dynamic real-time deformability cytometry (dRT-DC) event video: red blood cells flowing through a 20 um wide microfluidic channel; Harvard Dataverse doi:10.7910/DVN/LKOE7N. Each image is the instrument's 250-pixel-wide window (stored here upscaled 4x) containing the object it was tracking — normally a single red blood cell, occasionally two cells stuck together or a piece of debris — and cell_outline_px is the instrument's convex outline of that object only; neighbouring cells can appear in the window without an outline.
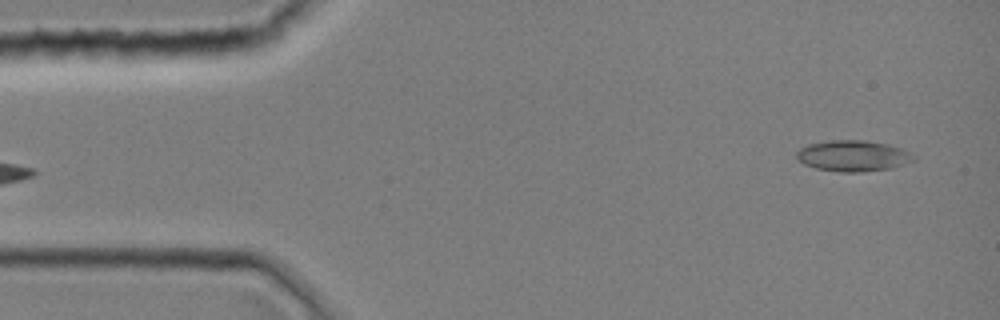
{"species": "common noctule bat (a hibernating species)", "species_latin": "Nyctalus noctula", "temperature_condition": "room temperature", "stored_images_in_passage": 2, "camera_frame_rate_fps": 3000, "um_per_image_px": 0.085, "animal": {"sex": "female", "body_mass_g": 19.0, "forearm_length_mm": 51.5}, "frame": {"image": 1, "passage_image": 2, "time_ms": 0.333, "image_size_px": [1000, 320], "cell_outline_px": [[916, 160], [888, 168], [860, 172], [840, 172], [816, 168], [804, 164], [796, 156], [796, 152], [800, 148], [808, 144], [828, 140], [864, 140], [888, 144], [900, 148], [916, 156]], "centroid_in_image_um": [72.49, 13.24], "position_along_channel_um": 12.5, "area_um2": 20.98}}